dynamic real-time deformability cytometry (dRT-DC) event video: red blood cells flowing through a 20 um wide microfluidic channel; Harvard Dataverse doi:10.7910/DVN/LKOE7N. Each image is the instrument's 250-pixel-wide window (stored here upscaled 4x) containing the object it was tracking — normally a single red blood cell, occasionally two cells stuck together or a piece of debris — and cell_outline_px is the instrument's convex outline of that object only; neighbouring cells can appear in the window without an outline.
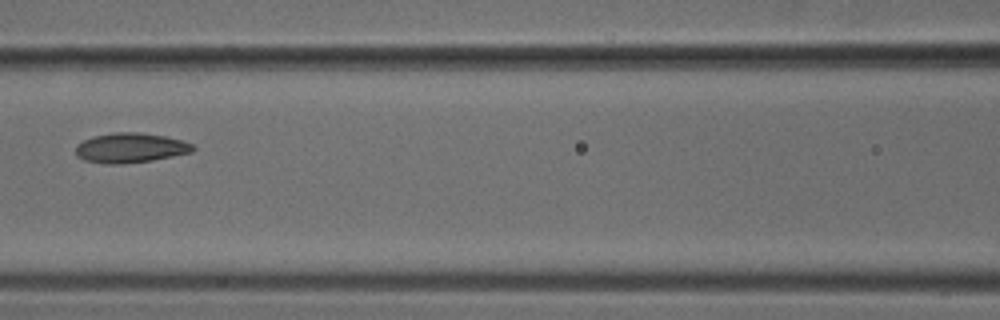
{"species": "common noctule bat (a hibernating species)", "species_latin": "Nyctalus noctula", "temperature_condition": "cold", "stored_images_in_passage": 4, "camera_frame_rate_fps": 3000, "um_per_image_px": 0.085, "animal": {"sex": "male", "body_mass_g": 18.8}, "frame": {"image": 1, "passage_image": 4, "time_ms": 1.0, "image_size_px": [1000, 320], "cell_outline_px": [[196, 148], [192, 152], [152, 160], [120, 164], [104, 164], [84, 160], [76, 156], [76, 144], [92, 136], [112, 132], [140, 132], [164, 136], [184, 140], [192, 144]], "centroid_in_image_um": [11.07, 12.56], "position_along_channel_um": 155.5, "area_um2": 20.52}}